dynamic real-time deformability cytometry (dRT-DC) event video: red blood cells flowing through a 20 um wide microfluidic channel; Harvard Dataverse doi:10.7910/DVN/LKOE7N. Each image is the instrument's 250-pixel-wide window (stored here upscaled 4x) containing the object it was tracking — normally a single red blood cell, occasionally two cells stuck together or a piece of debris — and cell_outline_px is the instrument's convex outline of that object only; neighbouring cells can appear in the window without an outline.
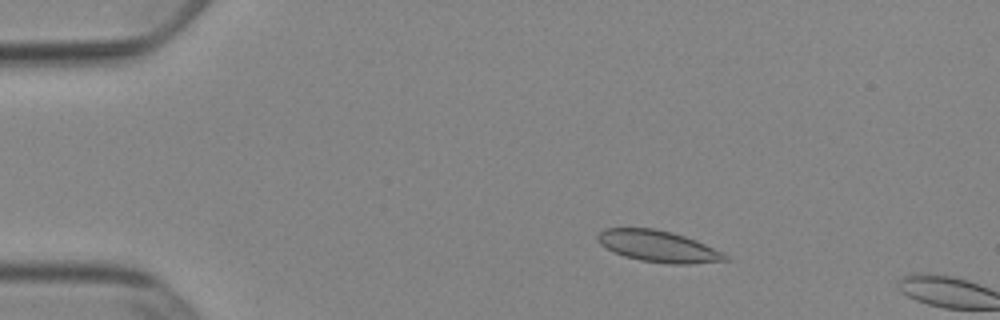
{"species": "Egyptian fruit bat (a non-hibernating species)", "species_latin": "Rousettus aegyptiacus", "temperature_condition": "cold", "stored_images_in_passage": 5, "camera_frame_rate_fps": 3000, "um_per_image_px": 0.085, "animal": {"sex": "female"}, "frame": {"image": 1, "passage_image": 2, "time_ms": 0.333, "image_size_px": [1000, 320], "cell_outline_px": [[732, 260], [688, 264], [668, 264], [640, 260], [624, 256], [600, 244], [596, 240], [596, 236], [604, 228], [652, 228], [672, 232], [696, 240], [728, 256]], "centroid_in_image_um": [55.94, 20.93], "position_along_channel_um": 29.1, "area_um2": 23.18}}